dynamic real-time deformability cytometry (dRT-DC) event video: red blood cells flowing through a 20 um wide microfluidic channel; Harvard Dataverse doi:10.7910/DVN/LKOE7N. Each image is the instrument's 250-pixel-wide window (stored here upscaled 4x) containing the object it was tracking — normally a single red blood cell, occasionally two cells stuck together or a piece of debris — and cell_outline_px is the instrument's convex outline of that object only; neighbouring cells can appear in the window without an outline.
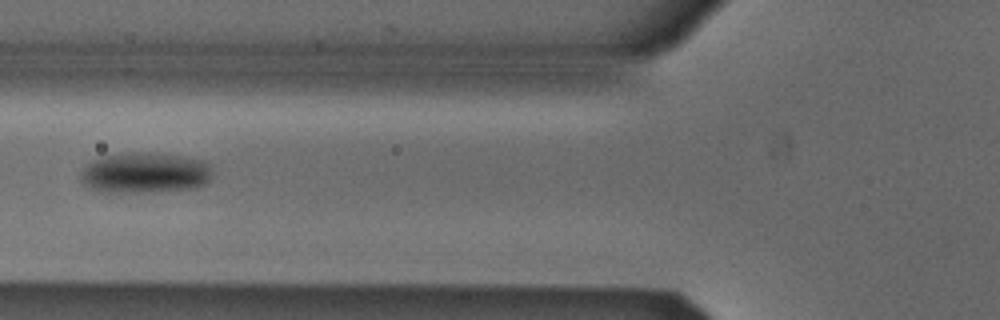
{"species": "Egyptian fruit bat (a non-hibernating species)", "species_latin": "Rousettus aegyptiacus", "temperature_condition": "cold", "stored_images_in_passage": 6, "camera_frame_rate_fps": 3000, "um_per_image_px": 0.085, "animal": {"sex": "male"}, "frame": {"image": 1, "passage_image": 5, "time_ms": 1.333, "image_size_px": [1000, 320], "cell_outline_px": [[212, 172], [208, 180], [204, 184], [196, 188], [152, 192], [100, 192], [84, 184], [80, 180], [80, 172], [92, 160], [104, 156], [132, 152], [148, 152], [184, 156], [208, 160], [212, 164]], "centroid_in_image_um": [12.37, 14.68], "position_along_channel_um": 113.4, "area_um2": 31.67}}
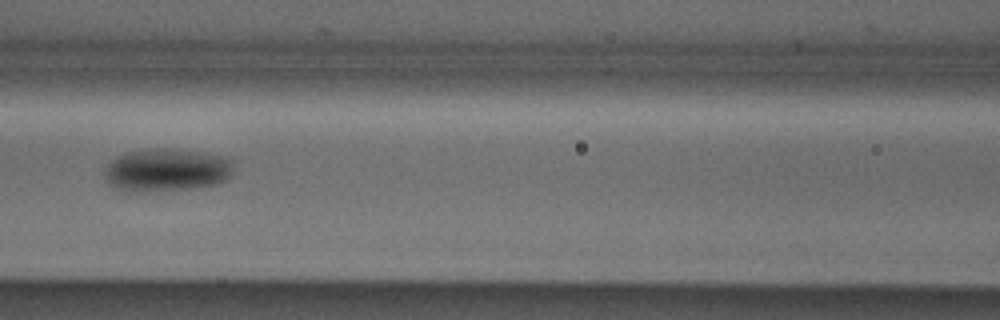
{"frame": {"image": 2, "passage_image": 6, "time_ms": 1.667, "image_size_px": [1000, 320], "cell_outline_px": [[232, 176], [216, 184], [192, 188], [148, 192], [124, 192], [112, 188], [104, 176], [104, 168], [116, 156], [124, 152], [156, 148], [176, 148], [200, 152], [220, 156], [232, 160]], "centroid_in_image_um": [14.09, 14.46], "position_along_channel_um": 152.5, "area_um2": 32.77}}